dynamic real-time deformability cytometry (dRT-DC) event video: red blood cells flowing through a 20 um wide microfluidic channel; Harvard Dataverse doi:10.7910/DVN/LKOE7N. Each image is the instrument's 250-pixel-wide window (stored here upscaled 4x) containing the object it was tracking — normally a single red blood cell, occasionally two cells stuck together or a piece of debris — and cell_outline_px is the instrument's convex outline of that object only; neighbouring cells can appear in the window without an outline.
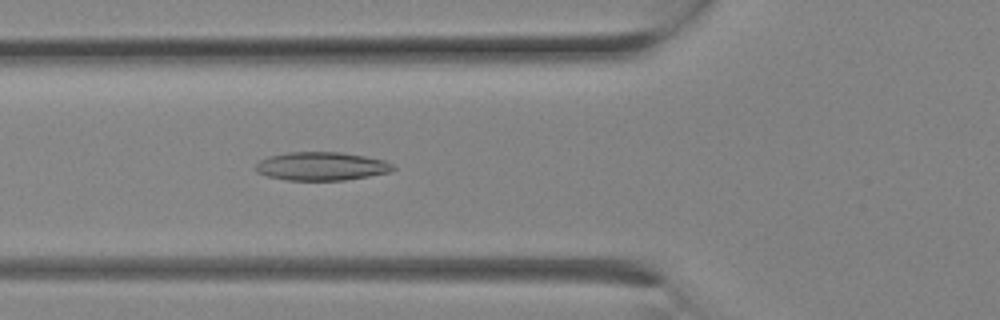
{"species": "Egyptian fruit bat (a non-hibernating species)", "species_latin": "Rousettus aegyptiacus", "temperature_condition": "room temperature", "stored_images_in_passage": 5, "camera_frame_rate_fps": 3000, "um_per_image_px": 0.085, "animal": {"sex": "female"}, "frame": {"image": 1, "passage_image": 5, "time_ms": 1.333, "image_size_px": [1000, 320], "cell_outline_px": [[396, 168], [392, 172], [344, 180], [288, 180], [268, 176], [256, 172], [256, 164], [260, 160], [268, 156], [288, 152], [340, 152], [364, 156], [384, 160], [392, 164]], "centroid_in_image_um": [27.33, 14.13], "position_along_channel_um": 98.5, "area_um2": 22.72}}